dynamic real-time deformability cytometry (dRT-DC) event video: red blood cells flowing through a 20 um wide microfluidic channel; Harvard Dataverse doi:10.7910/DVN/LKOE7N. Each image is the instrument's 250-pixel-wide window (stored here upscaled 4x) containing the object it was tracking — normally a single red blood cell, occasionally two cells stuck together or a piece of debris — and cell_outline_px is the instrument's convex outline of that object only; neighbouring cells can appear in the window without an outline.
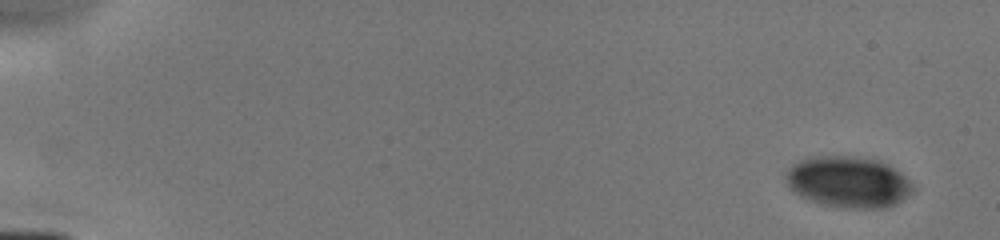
{"species": "human", "species_latin": "Homo sapiens", "temperature_condition": "cold", "stored_images_in_passage": 10, "camera_frame_rate_fps": 3000, "um_per_image_px": 0.085, "donor": {"sex": "male"}, "frame": {"image": 1, "passage_image": 1, "time_ms": 0.0, "image_size_px": [1000, 240], "cell_outline_px": [[916, 188], [912, 192], [896, 204], [888, 208], [840, 208], [820, 204], [808, 200], [800, 196], [788, 184], [788, 172], [796, 164], [804, 160], [824, 156], [844, 156], [880, 160], [888, 164], [900, 172]], "centroid_in_image_um": [72.19, 15.5], "position_along_channel_um": 12.8, "area_um2": 37.34}}
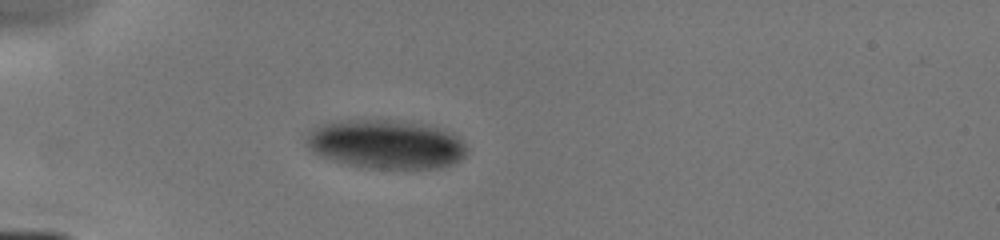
{"frame": {"image": 2, "passage_image": 6, "time_ms": 4.333, "image_size_px": [1000, 240], "cell_outline_px": [[468, 148], [464, 156], [460, 160], [440, 168], [372, 168], [348, 164], [320, 156], [312, 152], [308, 148], [304, 140], [304, 136], [308, 132], [324, 124], [340, 120], [392, 120], [424, 124], [440, 128], [452, 132]], "centroid_in_image_um": [32.8, 12.26], "position_along_channel_um": 52.2, "area_um2": 45.66}}
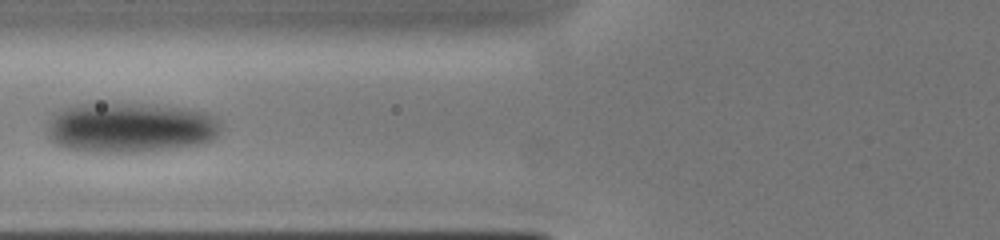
{"frame": {"image": 3, "passage_image": 8, "time_ms": 6.333, "image_size_px": [1000, 240], "cell_outline_px": [[220, 128], [216, 136], [212, 140], [204, 144], [136, 152], [92, 152], [64, 148], [56, 144], [48, 136], [44, 124], [52, 112], [76, 104], [104, 100], [156, 104], [184, 108], [204, 112], [216, 120], [220, 124]], "centroid_in_image_um": [10.95, 10.8], "position_along_channel_um": 114.9, "area_um2": 52.25}}